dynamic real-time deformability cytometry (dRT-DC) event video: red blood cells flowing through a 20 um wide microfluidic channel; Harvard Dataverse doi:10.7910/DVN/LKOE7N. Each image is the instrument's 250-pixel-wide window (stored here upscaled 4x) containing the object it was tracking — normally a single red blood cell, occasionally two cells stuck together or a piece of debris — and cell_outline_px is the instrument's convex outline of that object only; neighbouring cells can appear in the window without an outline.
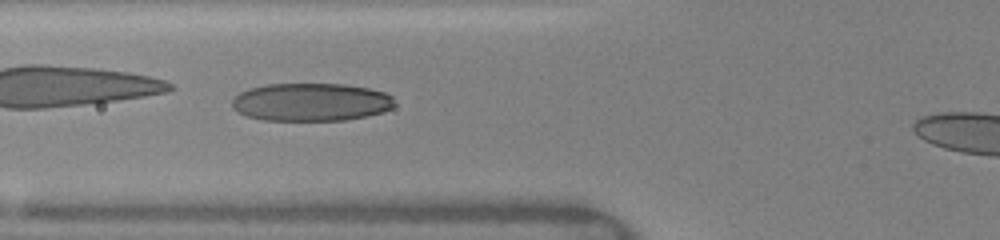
{"species": "human", "species_latin": "Homo sapiens", "temperature_condition": "warm", "stored_images_in_passage": 46, "camera_frame_rate_fps": 3000, "um_per_image_px": 0.085, "donor": {"sex": "female"}, "frame": {"image": 1, "passage_image": 20, "time_ms": 6.333, "image_size_px": [1000, 240], "cell_outline_px": [[396, 104], [392, 108], [384, 112], [368, 116], [344, 120], [264, 120], [248, 116], [236, 112], [232, 108], [232, 100], [240, 92], [248, 88], [268, 84], [344, 84], [368, 88], [384, 92], [392, 96]], "centroid_in_image_um": [26.45, 8.68], "position_along_channel_um": 99.4, "area_um2": 36.18}}